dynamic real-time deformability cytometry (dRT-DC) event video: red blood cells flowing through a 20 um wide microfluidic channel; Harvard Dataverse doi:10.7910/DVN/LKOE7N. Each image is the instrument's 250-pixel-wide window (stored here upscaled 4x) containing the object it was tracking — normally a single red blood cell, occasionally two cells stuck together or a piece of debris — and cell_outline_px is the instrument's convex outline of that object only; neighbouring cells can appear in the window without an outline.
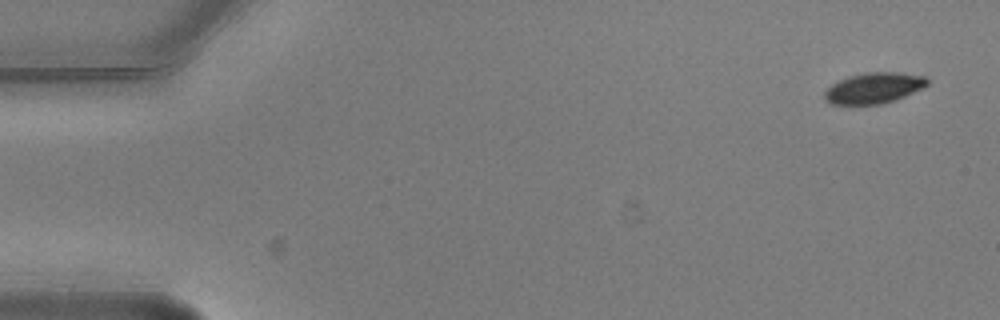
{"species": "common noctule bat (a hibernating species)", "species_latin": "Nyctalus noctula", "temperature_condition": "warm", "stored_images_in_passage": 6, "segment_of_instrument_passage": [1, 2], "camera_frame_rate_fps": 3000, "um_per_image_px": 0.085, "animal": {"sex": "male", "body_mass_g": 20.5, "forearm_length_mm": 52.5}, "frame": {"image": 1, "passage_image": 1, "time_ms": 0.0, "image_size_px": [1000, 320], "cell_outline_px": [[928, 84], [924, 88], [896, 100], [880, 104], [832, 104], [824, 100], [824, 92], [832, 84], [848, 76], [864, 72], [900, 72], [924, 76], [928, 80]], "centroid_in_image_um": [74.29, 7.48], "position_along_channel_um": 10.7, "area_um2": 18.55}}
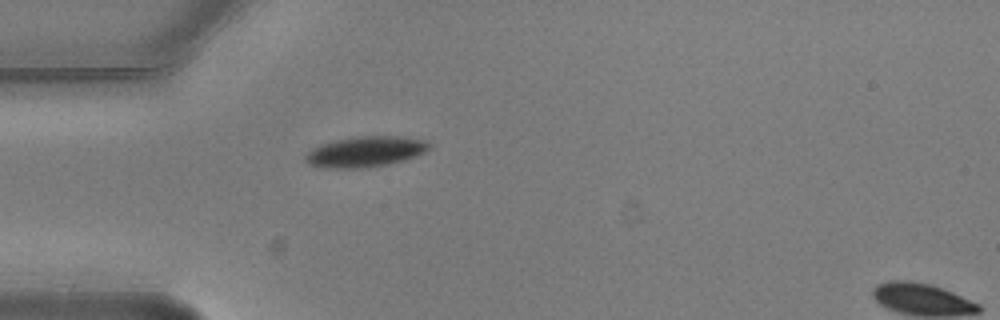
{"frame": {"image": 2, "passage_image": 5, "time_ms": 1.333, "image_size_px": [1000, 320], "cell_outline_px": [[432, 148], [416, 156], [404, 160], [388, 164], [364, 168], [324, 168], [308, 164], [304, 160], [304, 156], [312, 148], [320, 144], [336, 140], [356, 136], [400, 136], [424, 140], [432, 144]], "centroid_in_image_um": [31.06, 12.89], "position_along_channel_um": 53.9, "area_um2": 22.25}}